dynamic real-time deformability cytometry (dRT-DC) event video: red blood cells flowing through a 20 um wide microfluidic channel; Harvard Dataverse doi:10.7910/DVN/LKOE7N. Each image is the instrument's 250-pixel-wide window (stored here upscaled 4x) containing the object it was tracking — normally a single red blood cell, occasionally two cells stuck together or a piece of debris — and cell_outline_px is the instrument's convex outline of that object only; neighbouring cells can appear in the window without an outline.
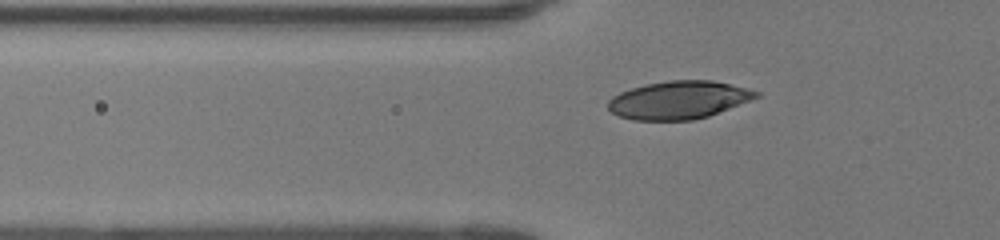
{"species": "human", "species_latin": "Homo sapiens", "temperature_condition": "room temperature", "stored_images_in_passage": 38, "camera_frame_rate_fps": 3000, "um_per_image_px": 0.085, "donor": {"sex": "female"}, "frame": {"image": 1, "passage_image": 5, "time_ms": 1.333, "image_size_px": [1000, 240], "cell_outline_px": [[760, 96], [708, 116], [692, 120], [632, 120], [620, 116], [612, 112], [608, 108], [608, 100], [612, 96], [620, 92], [632, 88], [648, 84], [668, 80], [712, 80], [748, 88], [760, 92]], "centroid_in_image_um": [57.68, 8.49], "position_along_channel_um": 68.1, "area_um2": 32.54}}
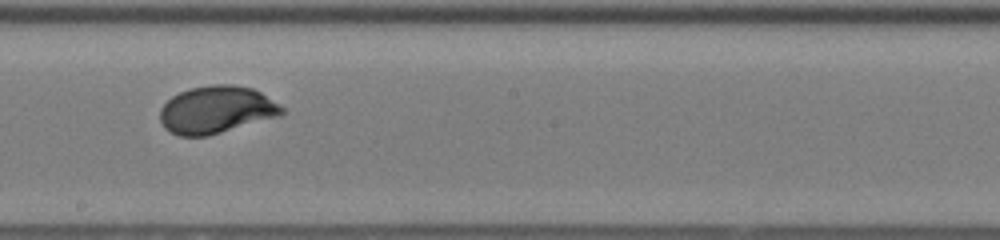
{"frame": {"image": 2, "passage_image": 17, "time_ms": 5.333, "image_size_px": [1000, 240], "cell_outline_px": [[284, 112], [280, 116], [208, 136], [180, 136], [164, 128], [160, 120], [160, 108], [172, 96], [180, 92], [192, 88], [212, 84], [232, 84], [252, 88], [260, 92], [284, 108]], "centroid_in_image_um": [18.38, 9.33], "position_along_channel_um": 229.8, "area_um2": 33.58}}
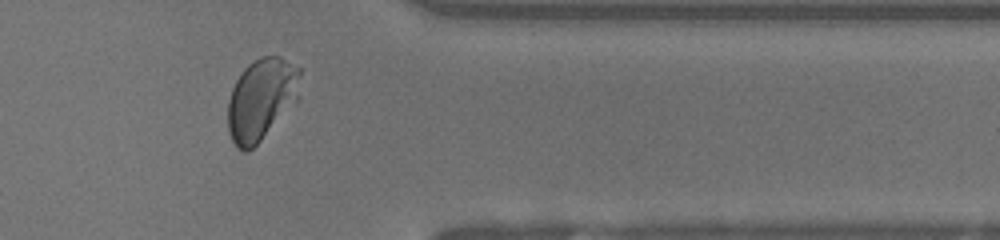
{"frame": {"image": 3, "passage_image": 29, "time_ms": 9.333, "image_size_px": [1000, 240], "cell_outline_px": [[300, 96], [260, 140], [248, 152], [244, 152], [236, 148], [228, 132], [228, 100], [232, 88], [236, 80], [244, 68], [248, 64], [260, 56], [280, 56], [300, 68]], "centroid_in_image_um": [22.2, 8.41], "position_along_channel_um": 389.2, "area_um2": 34.33}}